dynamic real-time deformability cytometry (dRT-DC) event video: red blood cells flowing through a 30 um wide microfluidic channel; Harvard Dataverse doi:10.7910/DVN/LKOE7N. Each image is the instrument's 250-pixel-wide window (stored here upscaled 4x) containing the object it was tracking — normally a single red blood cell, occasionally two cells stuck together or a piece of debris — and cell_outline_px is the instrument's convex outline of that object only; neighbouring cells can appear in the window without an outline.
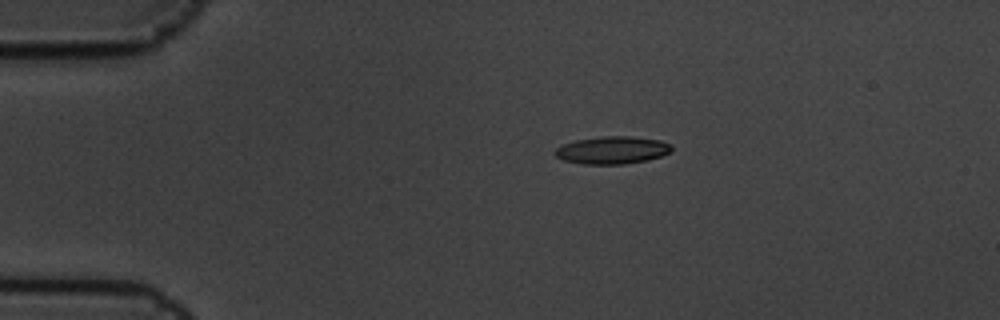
{"species": "common noctule bat (a hibernating species)", "species_latin": "Nyctalus noctula", "temperature_condition": "cold", "stored_images_in_passage": 4, "camera_frame_rate_fps": 3000, "um_per_image_px": 0.085, "animal": {"sex": "male", "body_mass_g": 19.5, "forearm_length_mm": 54.6}, "frame": {"image": 1, "passage_image": 1, "time_ms": 0.0, "image_size_px": [1000, 320], "cell_outline_px": [[672, 152], [648, 160], [624, 164], [584, 164], [564, 160], [556, 156], [552, 152], [556, 148], [564, 144], [576, 140], [600, 136], [632, 136], [660, 140], [672, 144]], "centroid_in_image_um": [52.06, 12.75], "position_along_channel_um": 32.9, "area_um2": 18.84}}
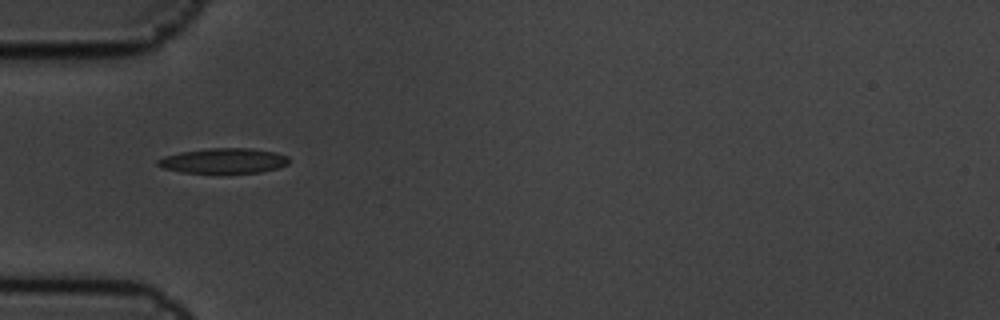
{"frame": {"image": 2, "passage_image": 3, "time_ms": 0.667, "image_size_px": [1000, 320], "cell_outline_px": [[288, 164], [276, 168], [260, 172], [180, 172], [164, 168], [156, 164], [156, 160], [164, 156], [180, 152], [208, 148], [252, 148], [276, 152], [288, 156]], "centroid_in_image_um": [19.0, 13.65], "position_along_channel_um": 66.0, "area_um2": 19.02}}
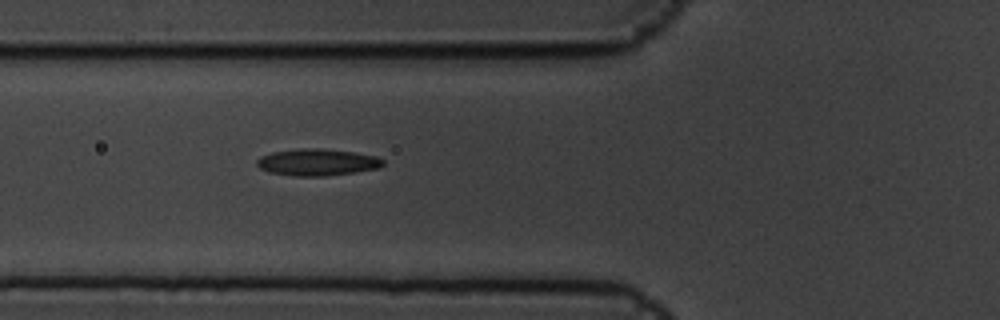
{"frame": {"image": 3, "passage_image": 4, "time_ms": 1.0, "image_size_px": [1000, 320], "cell_outline_px": [[384, 164], [380, 168], [324, 176], [296, 176], [268, 172], [260, 168], [256, 164], [256, 160], [260, 156], [272, 152], [296, 148], [324, 148], [356, 152], [376, 156], [384, 160]], "centroid_in_image_um": [26.96, 13.77], "position_along_channel_um": 98.8, "area_um2": 19.88}}